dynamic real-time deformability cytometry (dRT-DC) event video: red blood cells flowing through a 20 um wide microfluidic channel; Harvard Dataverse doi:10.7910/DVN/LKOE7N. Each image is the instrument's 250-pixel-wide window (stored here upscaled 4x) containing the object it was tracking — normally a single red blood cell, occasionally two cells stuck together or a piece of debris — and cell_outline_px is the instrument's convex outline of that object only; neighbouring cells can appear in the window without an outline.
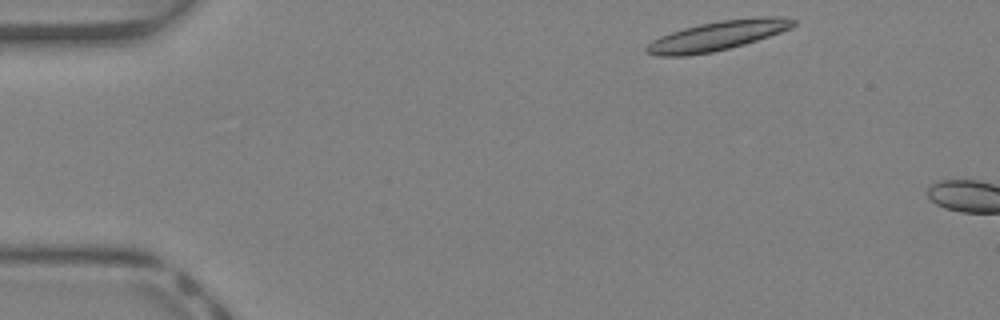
{"species": "Egyptian fruit bat (a non-hibernating species)", "species_latin": "Rousettus aegyptiacus", "temperature_condition": "warm", "stored_images_in_passage": 3, "camera_frame_rate_fps": 3000, "um_per_image_px": 0.085, "animal": {"sex": "female"}, "frame": {"image": 1, "passage_image": 1, "time_ms": 0.0, "image_size_px": [1000, 320], "cell_outline_px": [[796, 24], [792, 28], [744, 44], [712, 52], [684, 56], [660, 56], [648, 52], [644, 48], [652, 40], [660, 36], [684, 28], [700, 24], [724, 20], [764, 16], [780, 16], [796, 20]], "centroid_in_image_um": [61.01, 3.03], "position_along_channel_um": 24.0, "area_um2": 24.85}}